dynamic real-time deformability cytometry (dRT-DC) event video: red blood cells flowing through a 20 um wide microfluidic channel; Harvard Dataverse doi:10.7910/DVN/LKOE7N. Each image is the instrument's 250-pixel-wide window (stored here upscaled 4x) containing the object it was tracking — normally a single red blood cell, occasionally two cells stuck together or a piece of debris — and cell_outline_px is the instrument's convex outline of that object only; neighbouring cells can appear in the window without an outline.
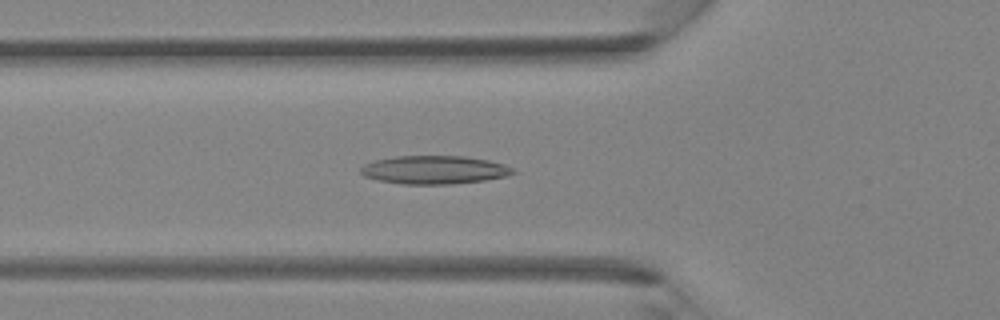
{"species": "Egyptian fruit bat (a non-hibernating species)", "species_latin": "Rousettus aegyptiacus", "temperature_condition": "room temperature", "stored_images_in_passage": 43, "camera_frame_rate_fps": 3000, "um_per_image_px": 0.085, "animal": {"sex": "female"}, "frame": {"image": 1, "passage_image": 15, "time_ms": 4.667, "image_size_px": [1000, 320], "cell_outline_px": [[516, 172], [508, 176], [484, 180], [452, 184], [404, 184], [376, 180], [364, 176], [360, 172], [360, 168], [364, 164], [376, 160], [396, 156], [464, 156], [488, 160], [504, 164], [512, 168]], "centroid_in_image_um": [36.91, 14.44], "position_along_channel_um": 88.9, "area_um2": 25.14}}
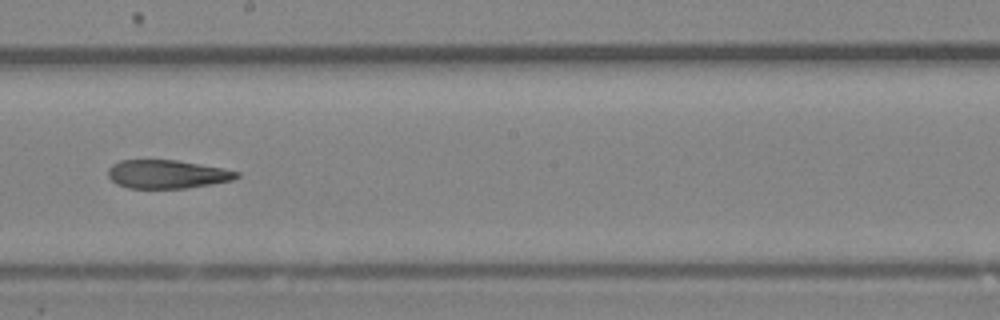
{"frame": {"image": 2, "passage_image": 24, "time_ms": 7.667, "image_size_px": [1000, 320], "cell_outline_px": [[240, 176], [232, 180], [212, 184], [184, 188], [128, 188], [116, 184], [108, 176], [108, 168], [112, 164], [120, 160], [176, 160], [224, 168], [240, 172]], "centroid_in_image_um": [14.2, 14.8], "position_along_channel_um": 234.0, "area_um2": 21.39}}
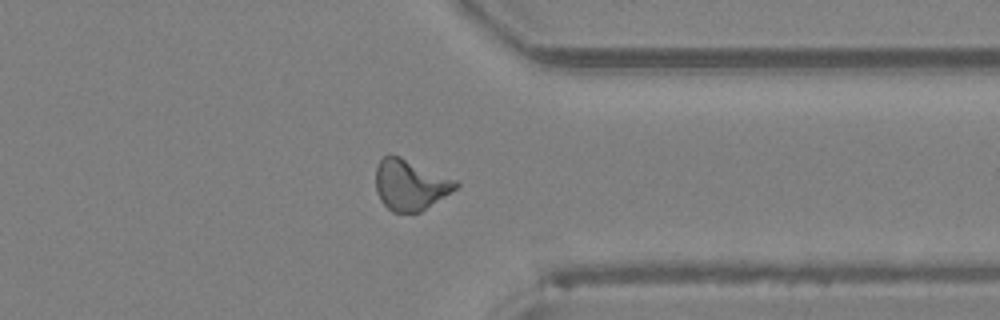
{"frame": {"image": 3, "passage_image": 33, "time_ms": 10.667, "image_size_px": [1000, 320], "cell_outline_px": [[460, 184], [456, 188], [420, 212], [392, 212], [380, 200], [376, 192], [376, 168], [380, 160], [384, 156], [400, 156], [460, 180]], "centroid_in_image_um": [34.89, 15.7], "position_along_channel_um": 376.5, "area_um2": 23.64}}